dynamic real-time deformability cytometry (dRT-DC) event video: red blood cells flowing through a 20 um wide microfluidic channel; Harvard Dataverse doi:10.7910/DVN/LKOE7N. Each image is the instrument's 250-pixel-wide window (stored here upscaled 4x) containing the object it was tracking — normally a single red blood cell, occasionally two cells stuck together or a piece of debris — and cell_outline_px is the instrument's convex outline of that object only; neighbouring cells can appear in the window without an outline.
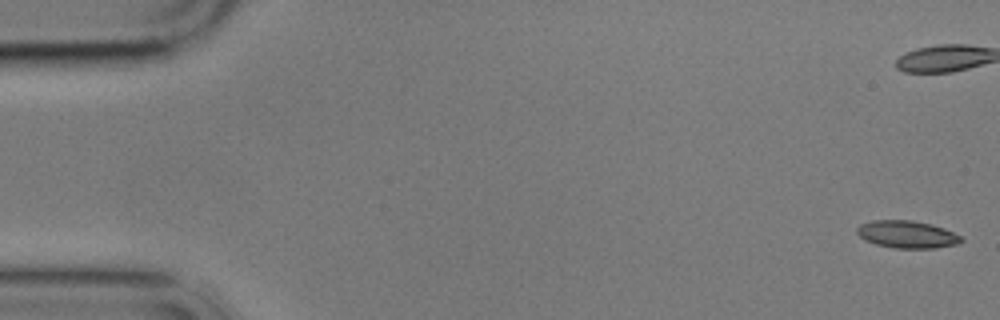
{"species": "common noctule bat (a hibernating species)", "species_latin": "Nyctalus noctula", "temperature_condition": "cold", "stored_images_in_passage": 15, "camera_frame_rate_fps": 3000, "um_per_image_px": 0.085, "animal": {"sex": "male", "body_mass_g": 17.9}, "frame": {"image": 1, "passage_image": 1, "time_ms": 0.0, "image_size_px": [1000, 320], "cell_outline_px": [[964, 240], [956, 244], [936, 248], [896, 248], [876, 244], [864, 240], [856, 232], [856, 228], [860, 224], [872, 220], [912, 220], [932, 224], [944, 228], [960, 236]], "centroid_in_image_um": [77.08, 19.91], "position_along_channel_um": 7.9, "area_um2": 16.65}}
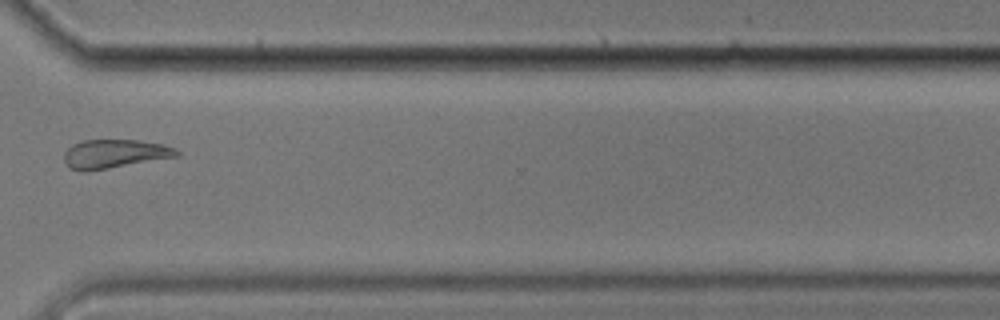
{"frame": {"image": 2, "passage_image": 12, "time_ms": 14.667, "image_size_px": [1000, 320], "cell_outline_px": [[180, 156], [88, 172], [80, 172], [68, 168], [64, 160], [64, 152], [72, 144], [80, 140], [140, 140], [164, 144], [176, 148], [180, 152]], "centroid_in_image_um": [9.73, 13.08], "position_along_channel_um": 360.9, "area_um2": 19.36}}